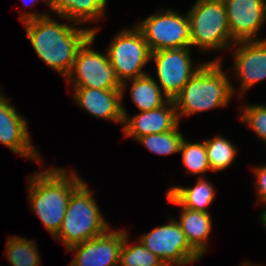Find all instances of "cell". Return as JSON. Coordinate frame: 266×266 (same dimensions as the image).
I'll use <instances>...</instances> for the list:
<instances>
[{
	"instance_id": "1",
	"label": "cell",
	"mask_w": 266,
	"mask_h": 266,
	"mask_svg": "<svg viewBox=\"0 0 266 266\" xmlns=\"http://www.w3.org/2000/svg\"><path fill=\"white\" fill-rule=\"evenodd\" d=\"M20 17L39 58L66 78L79 49L93 36L95 29L78 28L76 23L62 24L48 13L23 11Z\"/></svg>"
},
{
	"instance_id": "2",
	"label": "cell",
	"mask_w": 266,
	"mask_h": 266,
	"mask_svg": "<svg viewBox=\"0 0 266 266\" xmlns=\"http://www.w3.org/2000/svg\"><path fill=\"white\" fill-rule=\"evenodd\" d=\"M28 200L45 228L54 237L61 227L72 192L84 181L74 171L54 166L28 178Z\"/></svg>"
},
{
	"instance_id": "3",
	"label": "cell",
	"mask_w": 266,
	"mask_h": 266,
	"mask_svg": "<svg viewBox=\"0 0 266 266\" xmlns=\"http://www.w3.org/2000/svg\"><path fill=\"white\" fill-rule=\"evenodd\" d=\"M220 60L204 62L173 99L179 121L181 116L228 105L236 91Z\"/></svg>"
},
{
	"instance_id": "4",
	"label": "cell",
	"mask_w": 266,
	"mask_h": 266,
	"mask_svg": "<svg viewBox=\"0 0 266 266\" xmlns=\"http://www.w3.org/2000/svg\"><path fill=\"white\" fill-rule=\"evenodd\" d=\"M85 182L72 192L59 232L54 236L63 241L66 250L98 237L110 228Z\"/></svg>"
},
{
	"instance_id": "5",
	"label": "cell",
	"mask_w": 266,
	"mask_h": 266,
	"mask_svg": "<svg viewBox=\"0 0 266 266\" xmlns=\"http://www.w3.org/2000/svg\"><path fill=\"white\" fill-rule=\"evenodd\" d=\"M191 47L202 52L230 49L232 40L223 0H197L189 9Z\"/></svg>"
},
{
	"instance_id": "6",
	"label": "cell",
	"mask_w": 266,
	"mask_h": 266,
	"mask_svg": "<svg viewBox=\"0 0 266 266\" xmlns=\"http://www.w3.org/2000/svg\"><path fill=\"white\" fill-rule=\"evenodd\" d=\"M106 51L122 83L147 74L142 69L151 61V51L136 25L120 31Z\"/></svg>"
},
{
	"instance_id": "7",
	"label": "cell",
	"mask_w": 266,
	"mask_h": 266,
	"mask_svg": "<svg viewBox=\"0 0 266 266\" xmlns=\"http://www.w3.org/2000/svg\"><path fill=\"white\" fill-rule=\"evenodd\" d=\"M97 31L95 28L93 36L79 49L72 70L65 80L73 82L74 87L121 89L123 83L110 64L107 51L102 54L91 48Z\"/></svg>"
},
{
	"instance_id": "8",
	"label": "cell",
	"mask_w": 266,
	"mask_h": 266,
	"mask_svg": "<svg viewBox=\"0 0 266 266\" xmlns=\"http://www.w3.org/2000/svg\"><path fill=\"white\" fill-rule=\"evenodd\" d=\"M183 16L167 9L137 23L151 52L191 47L189 18L187 14Z\"/></svg>"
},
{
	"instance_id": "9",
	"label": "cell",
	"mask_w": 266,
	"mask_h": 266,
	"mask_svg": "<svg viewBox=\"0 0 266 266\" xmlns=\"http://www.w3.org/2000/svg\"><path fill=\"white\" fill-rule=\"evenodd\" d=\"M169 221L139 237L140 243L169 266L189 265L200 260L201 256L189 245L177 220L170 218Z\"/></svg>"
},
{
	"instance_id": "10",
	"label": "cell",
	"mask_w": 266,
	"mask_h": 266,
	"mask_svg": "<svg viewBox=\"0 0 266 266\" xmlns=\"http://www.w3.org/2000/svg\"><path fill=\"white\" fill-rule=\"evenodd\" d=\"M177 48L151 52V61L155 62L159 85L164 94L173 100L204 63L194 66L190 49ZM194 66V67H193Z\"/></svg>"
},
{
	"instance_id": "11",
	"label": "cell",
	"mask_w": 266,
	"mask_h": 266,
	"mask_svg": "<svg viewBox=\"0 0 266 266\" xmlns=\"http://www.w3.org/2000/svg\"><path fill=\"white\" fill-rule=\"evenodd\" d=\"M74 245L66 251L76 252L69 266H119L120 252L127 231H111Z\"/></svg>"
},
{
	"instance_id": "12",
	"label": "cell",
	"mask_w": 266,
	"mask_h": 266,
	"mask_svg": "<svg viewBox=\"0 0 266 266\" xmlns=\"http://www.w3.org/2000/svg\"><path fill=\"white\" fill-rule=\"evenodd\" d=\"M234 77L240 80L239 97L266 79V39L234 43ZM237 47V48H236Z\"/></svg>"
},
{
	"instance_id": "13",
	"label": "cell",
	"mask_w": 266,
	"mask_h": 266,
	"mask_svg": "<svg viewBox=\"0 0 266 266\" xmlns=\"http://www.w3.org/2000/svg\"><path fill=\"white\" fill-rule=\"evenodd\" d=\"M0 91V143L23 158L42 161L32 145L27 120L20 116L10 101Z\"/></svg>"
},
{
	"instance_id": "14",
	"label": "cell",
	"mask_w": 266,
	"mask_h": 266,
	"mask_svg": "<svg viewBox=\"0 0 266 266\" xmlns=\"http://www.w3.org/2000/svg\"><path fill=\"white\" fill-rule=\"evenodd\" d=\"M232 40L255 41L266 21V0H223Z\"/></svg>"
},
{
	"instance_id": "15",
	"label": "cell",
	"mask_w": 266,
	"mask_h": 266,
	"mask_svg": "<svg viewBox=\"0 0 266 266\" xmlns=\"http://www.w3.org/2000/svg\"><path fill=\"white\" fill-rule=\"evenodd\" d=\"M122 111L124 116V135L125 137H134V140L145 135L173 130L180 122L173 100H169L160 108L140 112L131 118H129L125 107H122Z\"/></svg>"
},
{
	"instance_id": "16",
	"label": "cell",
	"mask_w": 266,
	"mask_h": 266,
	"mask_svg": "<svg viewBox=\"0 0 266 266\" xmlns=\"http://www.w3.org/2000/svg\"><path fill=\"white\" fill-rule=\"evenodd\" d=\"M74 101L91 116L115 123L124 122L121 89L74 87Z\"/></svg>"
},
{
	"instance_id": "17",
	"label": "cell",
	"mask_w": 266,
	"mask_h": 266,
	"mask_svg": "<svg viewBox=\"0 0 266 266\" xmlns=\"http://www.w3.org/2000/svg\"><path fill=\"white\" fill-rule=\"evenodd\" d=\"M168 203L181 206L179 223L189 245L201 256L207 252V240L212 230L210 212L194 211L183 207L169 192L166 193Z\"/></svg>"
},
{
	"instance_id": "18",
	"label": "cell",
	"mask_w": 266,
	"mask_h": 266,
	"mask_svg": "<svg viewBox=\"0 0 266 266\" xmlns=\"http://www.w3.org/2000/svg\"><path fill=\"white\" fill-rule=\"evenodd\" d=\"M106 5L107 0H50L49 8L59 17L86 24L102 19Z\"/></svg>"
},
{
	"instance_id": "19",
	"label": "cell",
	"mask_w": 266,
	"mask_h": 266,
	"mask_svg": "<svg viewBox=\"0 0 266 266\" xmlns=\"http://www.w3.org/2000/svg\"><path fill=\"white\" fill-rule=\"evenodd\" d=\"M132 81L130 96L140 112L150 111L165 105L170 99L164 94L151 75L129 79L123 82L121 90L124 94L126 83Z\"/></svg>"
},
{
	"instance_id": "20",
	"label": "cell",
	"mask_w": 266,
	"mask_h": 266,
	"mask_svg": "<svg viewBox=\"0 0 266 266\" xmlns=\"http://www.w3.org/2000/svg\"><path fill=\"white\" fill-rule=\"evenodd\" d=\"M194 187L171 186L169 192L183 207L194 210L209 212L206 210L215 198V188L203 176L198 178Z\"/></svg>"
},
{
	"instance_id": "21",
	"label": "cell",
	"mask_w": 266,
	"mask_h": 266,
	"mask_svg": "<svg viewBox=\"0 0 266 266\" xmlns=\"http://www.w3.org/2000/svg\"><path fill=\"white\" fill-rule=\"evenodd\" d=\"M204 142L211 171H222L235 160L238 150L226 137L220 135Z\"/></svg>"
},
{
	"instance_id": "22",
	"label": "cell",
	"mask_w": 266,
	"mask_h": 266,
	"mask_svg": "<svg viewBox=\"0 0 266 266\" xmlns=\"http://www.w3.org/2000/svg\"><path fill=\"white\" fill-rule=\"evenodd\" d=\"M6 255L12 266H39L40 256L33 240L21 236L8 238Z\"/></svg>"
},
{
	"instance_id": "23",
	"label": "cell",
	"mask_w": 266,
	"mask_h": 266,
	"mask_svg": "<svg viewBox=\"0 0 266 266\" xmlns=\"http://www.w3.org/2000/svg\"><path fill=\"white\" fill-rule=\"evenodd\" d=\"M184 136L179 132V125L170 131L145 135L136 141L157 155H171L180 152Z\"/></svg>"
},
{
	"instance_id": "24",
	"label": "cell",
	"mask_w": 266,
	"mask_h": 266,
	"mask_svg": "<svg viewBox=\"0 0 266 266\" xmlns=\"http://www.w3.org/2000/svg\"><path fill=\"white\" fill-rule=\"evenodd\" d=\"M128 235L127 232L124 236L119 266H169L146 249L139 240L137 245L129 244Z\"/></svg>"
},
{
	"instance_id": "25",
	"label": "cell",
	"mask_w": 266,
	"mask_h": 266,
	"mask_svg": "<svg viewBox=\"0 0 266 266\" xmlns=\"http://www.w3.org/2000/svg\"><path fill=\"white\" fill-rule=\"evenodd\" d=\"M182 155V163L185 166L186 172L189 174L205 175L207 171H210V166L207 159V152L205 148V142H188V140H182L180 146V152Z\"/></svg>"
},
{
	"instance_id": "26",
	"label": "cell",
	"mask_w": 266,
	"mask_h": 266,
	"mask_svg": "<svg viewBox=\"0 0 266 266\" xmlns=\"http://www.w3.org/2000/svg\"><path fill=\"white\" fill-rule=\"evenodd\" d=\"M240 119L266 143V105H245L241 109Z\"/></svg>"
},
{
	"instance_id": "27",
	"label": "cell",
	"mask_w": 266,
	"mask_h": 266,
	"mask_svg": "<svg viewBox=\"0 0 266 266\" xmlns=\"http://www.w3.org/2000/svg\"><path fill=\"white\" fill-rule=\"evenodd\" d=\"M256 176V191L258 193L259 203L266 204V164L263 166H257L254 170Z\"/></svg>"
},
{
	"instance_id": "28",
	"label": "cell",
	"mask_w": 266,
	"mask_h": 266,
	"mask_svg": "<svg viewBox=\"0 0 266 266\" xmlns=\"http://www.w3.org/2000/svg\"><path fill=\"white\" fill-rule=\"evenodd\" d=\"M260 217L262 225H264V227L266 228V210L262 211Z\"/></svg>"
},
{
	"instance_id": "29",
	"label": "cell",
	"mask_w": 266,
	"mask_h": 266,
	"mask_svg": "<svg viewBox=\"0 0 266 266\" xmlns=\"http://www.w3.org/2000/svg\"><path fill=\"white\" fill-rule=\"evenodd\" d=\"M27 0H24V2H26ZM28 1H30L31 3H35L36 2V4H37V2L38 1H42V2H45V3H47V5L48 6H50V0H28ZM28 3V2H27ZM28 5V4H27Z\"/></svg>"
},
{
	"instance_id": "30",
	"label": "cell",
	"mask_w": 266,
	"mask_h": 266,
	"mask_svg": "<svg viewBox=\"0 0 266 266\" xmlns=\"http://www.w3.org/2000/svg\"><path fill=\"white\" fill-rule=\"evenodd\" d=\"M245 263H246V264H245ZM242 266H260V265H258V264H257V265H255V264L252 265V264H249L248 262H244V264H243Z\"/></svg>"
}]
</instances>
